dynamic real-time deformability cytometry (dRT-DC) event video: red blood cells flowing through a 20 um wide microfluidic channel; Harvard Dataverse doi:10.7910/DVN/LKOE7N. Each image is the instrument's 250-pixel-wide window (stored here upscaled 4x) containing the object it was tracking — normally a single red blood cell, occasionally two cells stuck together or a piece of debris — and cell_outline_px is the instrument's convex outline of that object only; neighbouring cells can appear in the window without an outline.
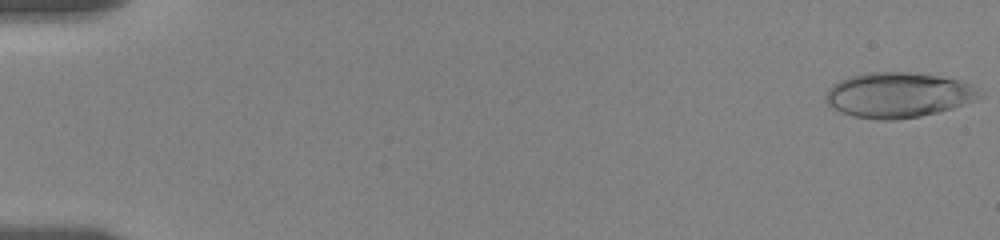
{"species": "human", "species_latin": "Homo sapiens", "temperature_condition": "room temperature", "stored_images_in_passage": 27, "camera_frame_rate_fps": 3000, "um_per_image_px": 0.085, "donor": {"sex": "female"}, "frame": {"image": 1, "passage_image": 1, "time_ms": 0.0, "image_size_px": [1000, 240], "cell_outline_px": [[984, 96], [952, 108], [920, 116], [896, 120], [880, 120], [852, 116], [840, 112], [832, 108], [828, 104], [828, 88], [832, 84], [840, 80], [852, 76], [872, 72], [912, 72], [960, 80], [972, 84]], "centroid_in_image_um": [76.36, 8.08], "position_along_channel_um": 8.6, "area_um2": 40.23}}
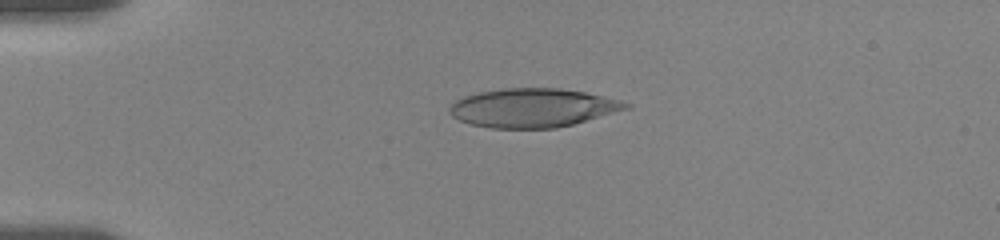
{"frame": {"image": 2, "passage_image": 17, "time_ms": 4.333, "image_size_px": [1000, 240], "cell_outline_px": [[632, 108], [572, 124], [556, 128], [488, 128], [472, 124], [460, 120], [452, 116], [448, 112], [448, 108], [456, 100], [464, 96], [480, 92], [504, 88], [560, 88], [584, 92], [620, 100], [632, 104]], "centroid_in_image_um": [45.3, 9.17], "position_along_channel_um": 39.7, "area_um2": 39.82}}
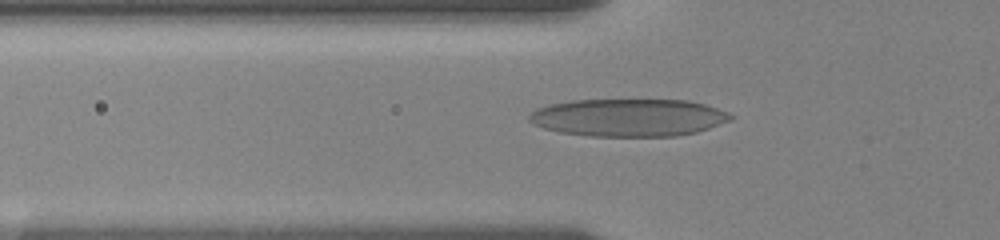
{"frame": {"image": 3, "passage_image": 25, "time_ms": 6.333, "image_size_px": [1000, 240], "cell_outline_px": [[736, 116], [728, 120], [708, 128], [696, 132], [676, 136], [588, 136], [560, 132], [544, 128], [532, 124], [528, 120], [528, 116], [536, 108], [552, 104], [572, 100], [688, 100], [704, 104], [728, 112]], "centroid_in_image_um": [53.4, 9.99], "position_along_channel_um": 72.4, "area_um2": 44.04}}